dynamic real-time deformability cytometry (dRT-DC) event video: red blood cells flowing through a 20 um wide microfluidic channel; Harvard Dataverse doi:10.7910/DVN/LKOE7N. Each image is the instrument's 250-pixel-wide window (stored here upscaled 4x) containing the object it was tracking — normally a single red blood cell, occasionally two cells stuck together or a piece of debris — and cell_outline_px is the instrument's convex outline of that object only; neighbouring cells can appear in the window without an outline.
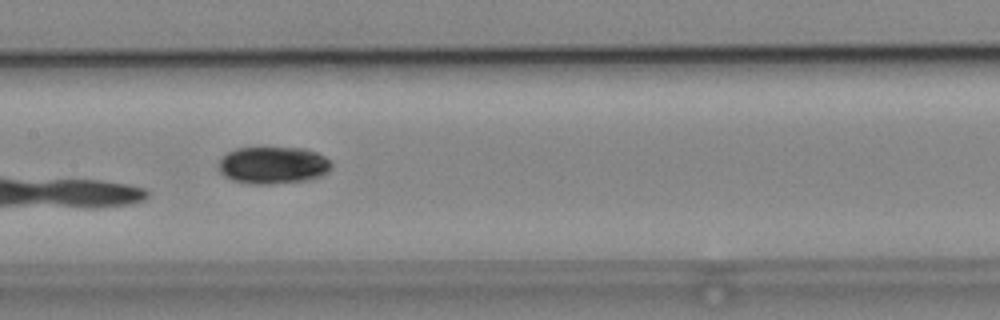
{"species": "common noctule bat (a hibernating species)", "species_latin": "Nyctalus noctula", "temperature_condition": "cold", "stored_images_in_passage": 5, "camera_frame_rate_fps": 3000, "um_per_image_px": 0.085, "animal": {"sex": "male", "body_mass_g": 19.2, "forearm_length_mm": 51.8}, "frame": {"image": 1, "passage_image": 4, "time_ms": 1.0, "image_size_px": [1000, 320], "cell_outline_px": [[332, 168], [328, 172], [304, 180], [268, 184], [256, 184], [232, 180], [224, 176], [220, 172], [220, 160], [228, 152], [236, 148], [300, 148], [316, 152], [332, 160]], "centroid_in_image_um": [23.22, 14.03], "position_along_channel_um": 184.2, "area_um2": 24.1}}
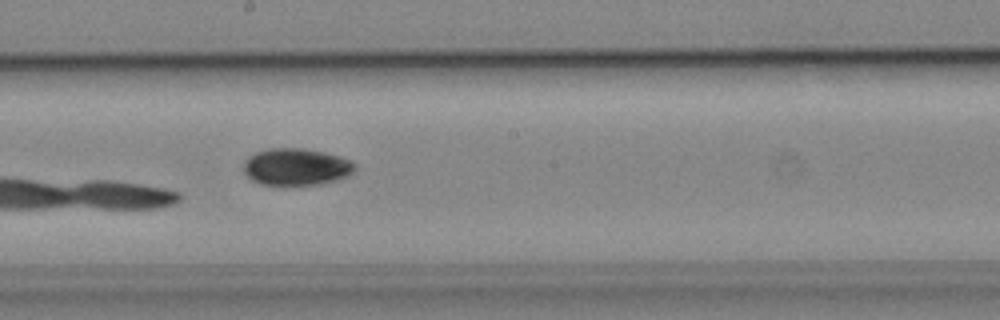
{"frame": {"image": 2, "passage_image": 5, "time_ms": 1.333, "image_size_px": [1000, 320], "cell_outline_px": [[356, 168], [348, 176], [336, 180], [320, 184], [260, 184], [252, 180], [244, 172], [244, 160], [256, 152], [272, 148], [304, 148], [324, 152], [340, 156], [356, 164]], "centroid_in_image_um": [25.19, 14.17], "position_along_channel_um": 223.0, "area_um2": 23.81}}